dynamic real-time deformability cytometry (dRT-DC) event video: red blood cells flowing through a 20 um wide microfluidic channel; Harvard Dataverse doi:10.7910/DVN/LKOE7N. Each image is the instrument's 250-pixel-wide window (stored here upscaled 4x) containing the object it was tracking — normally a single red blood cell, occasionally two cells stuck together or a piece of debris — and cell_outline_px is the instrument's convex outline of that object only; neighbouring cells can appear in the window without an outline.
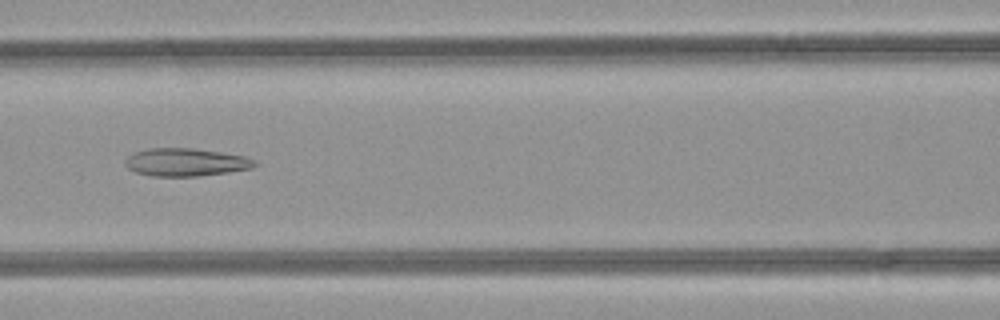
{"species": "common noctule bat (a hibernating species)", "species_latin": "Nyctalus noctula", "temperature_condition": "room temperature", "stored_images_in_passage": 44, "camera_frame_rate_fps": 3000, "um_per_image_px": 0.085, "animal": {"sex": "female", "body_mass_g": 21.9}, "frame": {"image": 1, "passage_image": 17, "time_ms": 5.333, "image_size_px": [1000, 320], "cell_outline_px": [[260, 164], [252, 168], [228, 172], [200, 176], [152, 176], [136, 172], [128, 168], [124, 164], [124, 160], [128, 156], [136, 152], [148, 148], [192, 148], [220, 152], [244, 156], [256, 160]], "centroid_in_image_um": [15.81, 13.79], "position_along_channel_um": 150.8, "area_um2": 21.1}}
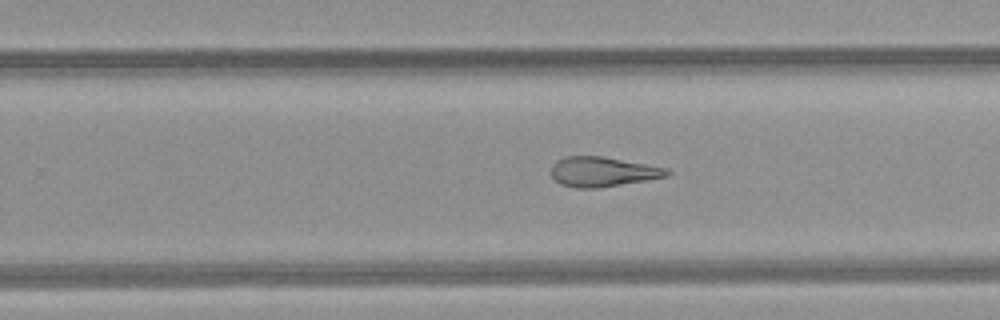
{"frame": {"image": 2, "passage_image": 26, "time_ms": 8.333, "image_size_px": [1000, 320], "cell_outline_px": [[672, 172], [668, 176], [648, 180], [596, 188], [576, 188], [560, 184], [552, 176], [552, 164], [556, 160], [564, 156], [604, 156], [668, 168]], "centroid_in_image_um": [51.24, 14.59], "position_along_channel_um": 278.6, "area_um2": 20.23}}
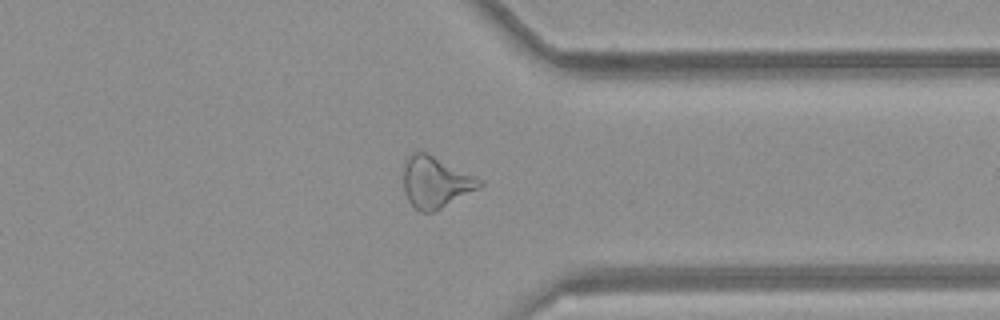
{"frame": {"image": 3, "passage_image": 33, "time_ms": 10.667, "image_size_px": [1000, 320], "cell_outline_px": [[484, 184], [480, 188], [432, 212], [420, 212], [408, 200], [404, 192], [404, 164], [408, 156], [416, 148], [476, 176], [484, 180]], "centroid_in_image_um": [37.02, 15.46], "position_along_channel_um": 374.4, "area_um2": 22.72}, "authors_computed_cell_mechanics": {"area_um2": 22.8599, "velocity_mm_per_s": 4.2742, "shape_relaxation_time_tau1_ms": null, "shape_relaxation_time_tau2_ms": 4.3795, "deformation_change_tau1": null, "deformation_change_tau2": 0.1639}}